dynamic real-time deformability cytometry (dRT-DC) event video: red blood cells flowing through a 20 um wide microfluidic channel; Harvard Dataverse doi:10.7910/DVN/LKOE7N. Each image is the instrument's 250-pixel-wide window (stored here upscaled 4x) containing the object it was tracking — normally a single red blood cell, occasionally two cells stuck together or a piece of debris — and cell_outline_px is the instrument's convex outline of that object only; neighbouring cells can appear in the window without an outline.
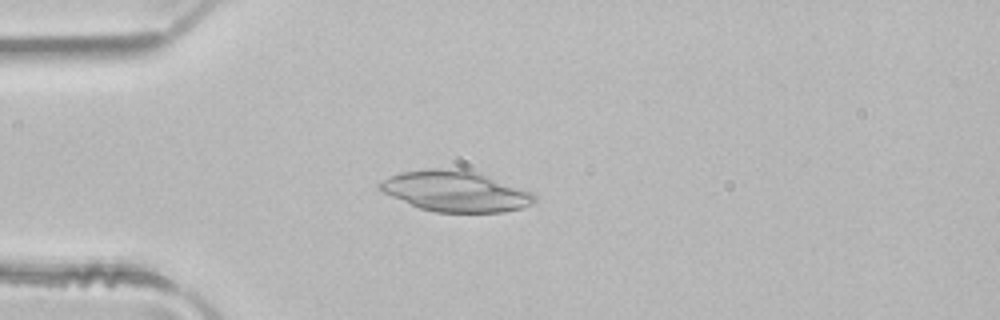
{"species": "common noctule bat (a hibernating species)", "species_latin": "Nyctalus noctula", "temperature_condition": "room temperature", "stored_images_in_passage": 4, "camera_frame_rate_fps": 3000, "um_per_image_px": 0.085, "animal": {"sex": "male", "body_mass_g": 21.5, "forearm_length_mm": 52.0}, "frame": {"image": 1, "passage_image": 4, "time_ms": 1.0, "image_size_px": [1000, 320], "cell_outline_px": [[536, 200], [532, 204], [520, 208], [504, 212], [436, 212], [420, 208], [392, 196], [376, 188], [376, 184], [400, 172], [428, 168], [460, 168], [480, 172], [532, 192], [536, 196]], "centroid_in_image_um": [38.74, 16.24], "position_along_channel_um": 46.3, "area_um2": 36.82}}